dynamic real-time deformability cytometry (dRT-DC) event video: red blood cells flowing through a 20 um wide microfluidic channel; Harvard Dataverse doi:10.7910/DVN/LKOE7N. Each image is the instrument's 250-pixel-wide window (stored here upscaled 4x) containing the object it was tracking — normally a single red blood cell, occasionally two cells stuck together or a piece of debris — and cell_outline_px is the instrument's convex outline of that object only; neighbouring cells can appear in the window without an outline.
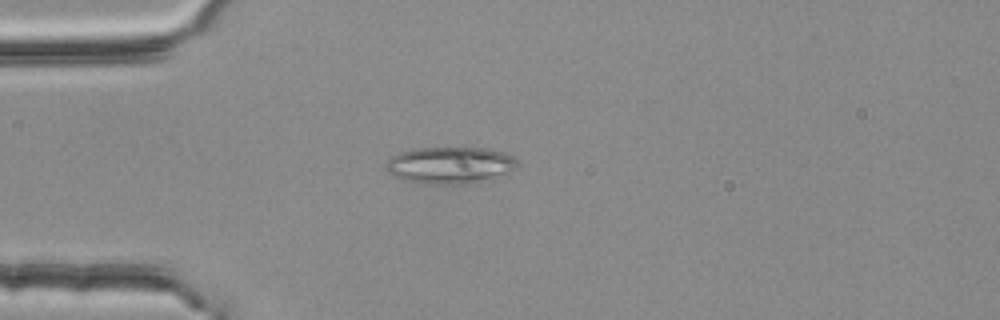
{"species": "common noctule bat (a hibernating species)", "species_latin": "Nyctalus noctula", "temperature_condition": "room temperature", "stored_images_in_passage": 43, "camera_frame_rate_fps": 3000, "um_per_image_px": 0.085, "animal": {"sex": "female", "body_mass_g": 25.1}, "frame": {"image": 1, "passage_image": 11, "time_ms": 3.333, "image_size_px": [1000, 320], "cell_outline_px": [[516, 168], [512, 172], [468, 184], [424, 184], [400, 180], [388, 172], [388, 160], [392, 156], [400, 152], [412, 148], [492, 148], [504, 152], [512, 156], [516, 160]], "centroid_in_image_um": [38.25, 14.04], "position_along_channel_um": 46.7, "area_um2": 28.32}}
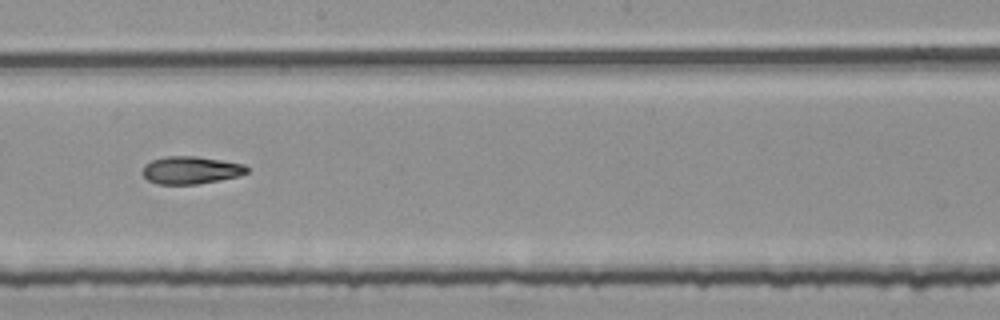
{"frame": {"image": 2, "passage_image": 27, "time_ms": 8.667, "image_size_px": [1000, 320], "cell_outline_px": [[248, 172], [240, 176], [220, 180], [196, 184], [156, 184], [148, 180], [140, 172], [144, 164], [152, 160], [164, 156], [196, 156], [244, 164], [248, 168]], "centroid_in_image_um": [16.19, 14.46], "position_along_channel_um": 232.0, "area_um2": 16.94}}
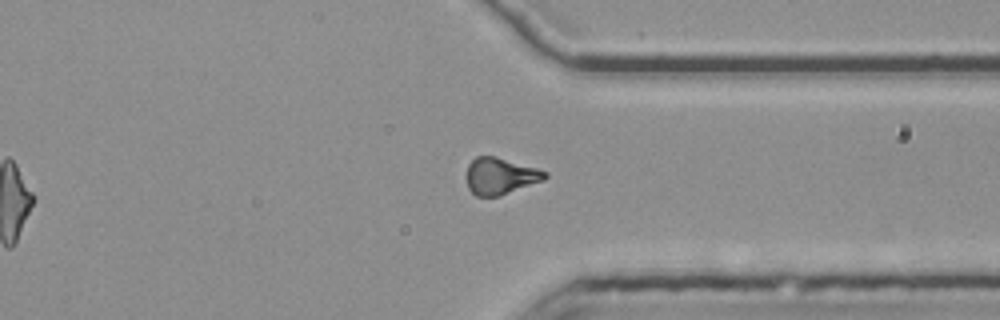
{"frame": {"image": 3, "passage_image": 38, "time_ms": 12.333, "image_size_px": [1000, 320], "cell_outline_px": [[548, 176], [544, 180], [500, 196], [476, 196], [468, 188], [464, 176], [468, 164], [476, 156], [496, 156], [536, 168], [548, 172]], "centroid_in_image_um": [42.49, 14.96], "position_along_channel_um": 368.9, "area_um2": 16.99}}